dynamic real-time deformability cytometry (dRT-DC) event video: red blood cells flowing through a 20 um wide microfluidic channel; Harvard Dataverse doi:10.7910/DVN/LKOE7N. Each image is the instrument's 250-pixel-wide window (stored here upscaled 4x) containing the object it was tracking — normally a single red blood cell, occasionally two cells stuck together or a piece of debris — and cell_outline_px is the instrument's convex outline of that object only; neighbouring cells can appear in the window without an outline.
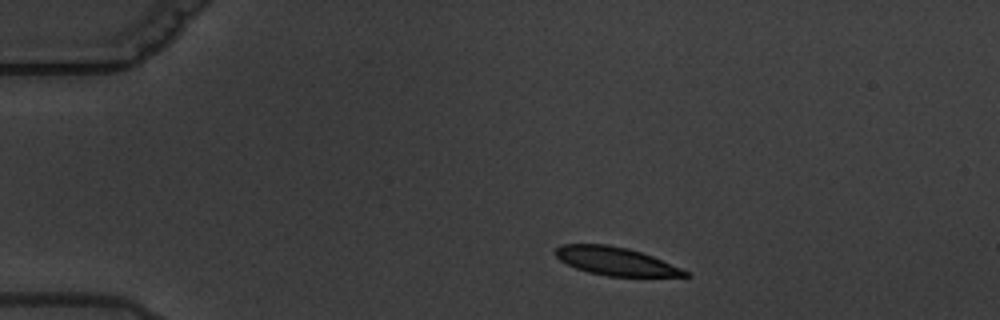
{"species": "common noctule bat (a hibernating species)", "species_latin": "Nyctalus noctula", "temperature_condition": "warm", "stored_images_in_passage": 3, "camera_frame_rate_fps": 3000, "um_per_image_px": 0.085, "animal": {"sex": "male", "body_mass_g": 19.5, "forearm_length_mm": 54.6}, "frame": {"image": 1, "passage_image": 1, "time_ms": 0.0, "image_size_px": [1000, 320], "cell_outline_px": [[692, 276], [608, 276], [588, 272], [576, 268], [560, 260], [556, 256], [556, 248], [560, 244], [608, 244], [628, 248], [652, 256], [692, 272]], "centroid_in_image_um": [52.36, 22.2], "position_along_channel_um": 32.6, "area_um2": 21.21}}